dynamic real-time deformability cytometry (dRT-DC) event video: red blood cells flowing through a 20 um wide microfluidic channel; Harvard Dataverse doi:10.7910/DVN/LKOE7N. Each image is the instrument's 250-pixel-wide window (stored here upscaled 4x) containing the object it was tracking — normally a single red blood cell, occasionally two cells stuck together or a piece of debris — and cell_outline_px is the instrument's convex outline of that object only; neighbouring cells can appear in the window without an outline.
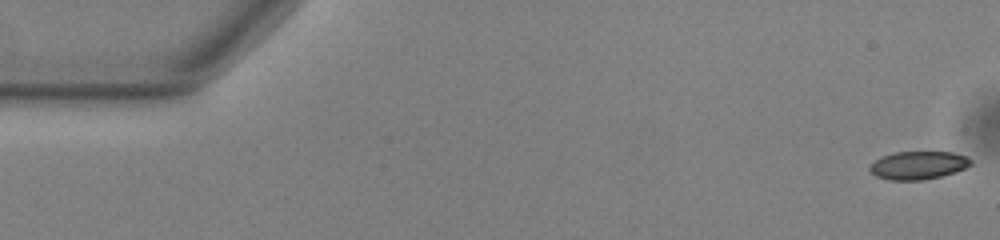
{"species": "common noctule bat (a hibernating species)", "species_latin": "Nyctalus noctula", "temperature_condition": "warm", "stored_images_in_passage": 54, "camera_frame_rate_fps": 3000, "um_per_image_px": 0.085, "animal": {"sex": "male", "body_mass_g": 13.0, "forearm_length_mm": 53.1}, "frame": {"image": 1, "passage_image": 1, "time_ms": 0.0, "image_size_px": [1000, 240], "cell_outline_px": [[972, 164], [956, 172], [924, 180], [888, 180], [876, 176], [868, 168], [880, 156], [896, 152], [952, 152], [968, 156], [972, 160]], "centroid_in_image_um": [78.07, 14.04], "position_along_channel_um": 6.9, "area_um2": 16.59}}
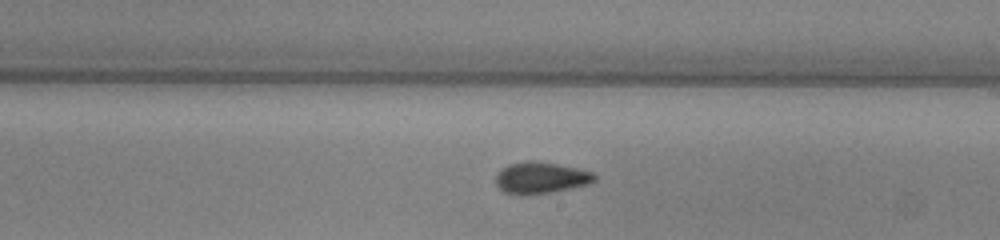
{"frame": {"image": 2, "passage_image": 31, "time_ms": 10.0, "image_size_px": [1000, 240], "cell_outline_px": [[596, 180], [588, 184], [548, 192], [524, 196], [520, 196], [504, 192], [496, 184], [496, 176], [508, 164], [524, 160], [532, 160], [556, 164], [576, 168], [592, 172], [596, 176]], "centroid_in_image_um": [45.94, 15.11], "position_along_channel_um": 243.1, "area_um2": 17.98}}
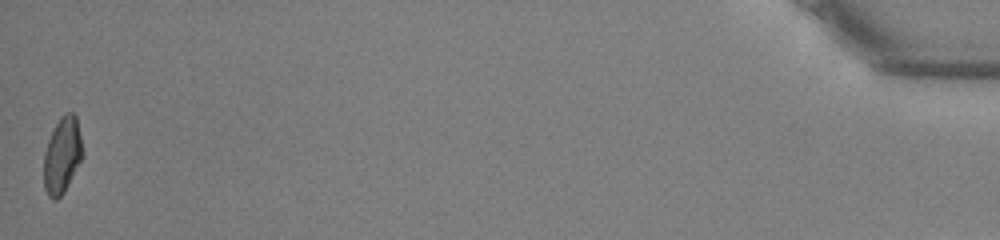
{"frame": {"image": 3, "passage_image": 54, "time_ms": 17.667, "image_size_px": [1000, 240], "cell_outline_px": [[84, 156], [64, 192], [56, 200], [52, 200], [48, 196], [44, 188], [44, 152], [48, 140], [60, 116], [64, 112], [72, 112], [76, 116], [84, 152]], "centroid_in_image_um": [5.3, 13.2], "position_along_channel_um": 429.9, "area_um2": 17.4}, "authors_computed_cell_mechanics": {"area_um2": 17.629, "velocity_mm_per_s": 3.7854, "shape_relaxation_time_tau1_ms": 4.0613, "shape_relaxation_time_tau2_ms": 1.6639, "deformation_change_tau1": 0.1323, "deformation_change_tau2": 0.0758}}